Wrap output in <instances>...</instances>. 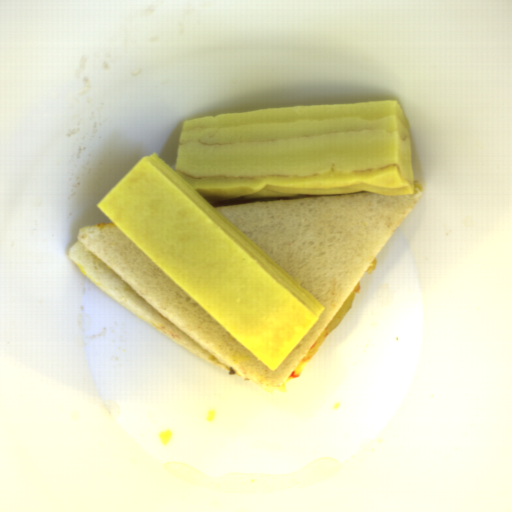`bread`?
<instances>
[{
  "instance_id": "obj_1",
  "label": "bread",
  "mask_w": 512,
  "mask_h": 512,
  "mask_svg": "<svg viewBox=\"0 0 512 512\" xmlns=\"http://www.w3.org/2000/svg\"><path fill=\"white\" fill-rule=\"evenodd\" d=\"M359 191L215 206L323 311L271 370L113 221L82 226L68 257L79 272L147 324L260 389L277 391L341 308L421 197Z\"/></svg>"
}]
</instances>
